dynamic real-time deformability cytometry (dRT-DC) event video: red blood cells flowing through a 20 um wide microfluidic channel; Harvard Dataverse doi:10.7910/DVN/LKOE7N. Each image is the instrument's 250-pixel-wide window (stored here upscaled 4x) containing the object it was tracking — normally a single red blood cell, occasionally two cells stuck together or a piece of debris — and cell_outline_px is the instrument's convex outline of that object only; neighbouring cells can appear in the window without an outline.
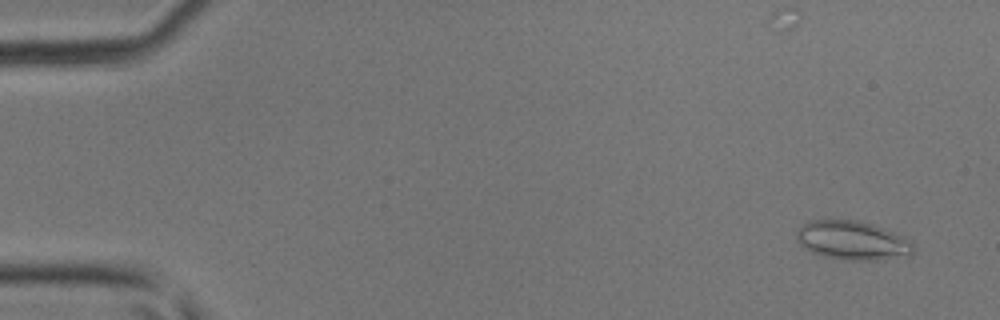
{"species": "common noctule bat (a hibernating species)", "species_latin": "Nyctalus noctula", "temperature_condition": "room temperature", "stored_images_in_passage": 46, "camera_frame_rate_fps": 3000, "um_per_image_px": 0.085, "animal": {"sex": "male", "body_mass_g": 17.9, "forearm_length_mm": 54.2}, "frame": {"image": 1, "passage_image": 3, "time_ms": 0.667, "image_size_px": [1000, 320], "cell_outline_px": [[916, 248], [908, 256], [884, 260], [844, 260], [824, 256], [812, 252], [804, 248], [796, 240], [796, 232], [808, 220], [860, 220], [884, 228], [904, 236]], "centroid_in_image_um": [72.47, 20.44], "position_along_channel_um": 12.5, "area_um2": 26.7}}
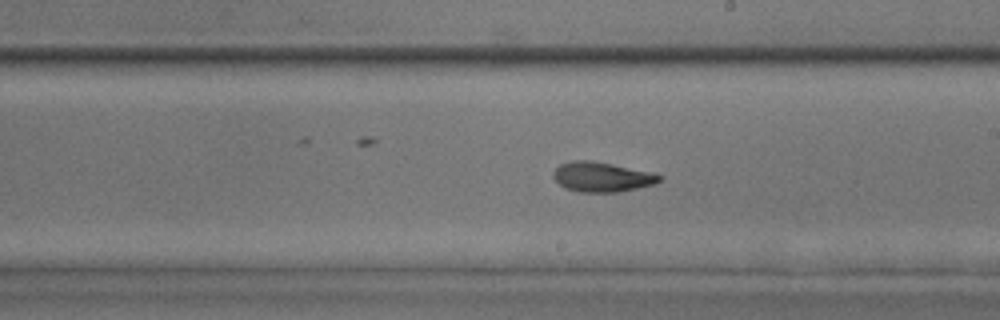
{"frame": {"image": 2, "passage_image": 27, "time_ms": 8.667, "image_size_px": [1000, 320], "cell_outline_px": [[664, 180], [656, 184], [620, 192], [580, 192], [564, 188], [552, 176], [552, 172], [560, 164], [572, 160], [592, 160], [652, 172], [664, 176]], "centroid_in_image_um": [51.2, 15.04], "position_along_channel_um": 237.8, "area_um2": 18.73}}
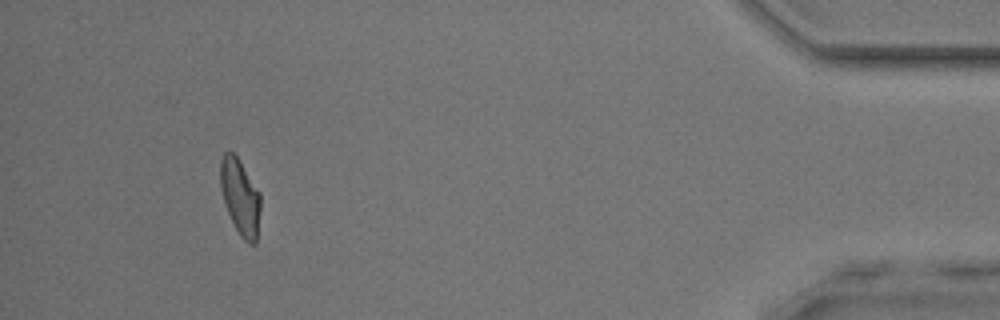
{"frame": {"image": 3, "passage_image": 43, "time_ms": 14.0, "image_size_px": [1000, 320], "cell_outline_px": [[260, 208], [256, 244], [248, 244], [240, 236], [228, 212], [220, 188], [220, 160], [224, 152], [232, 152], [236, 156], [260, 192]], "centroid_in_image_um": [20.42, 16.75], "position_along_channel_um": 414.8, "area_um2": 17.57}}